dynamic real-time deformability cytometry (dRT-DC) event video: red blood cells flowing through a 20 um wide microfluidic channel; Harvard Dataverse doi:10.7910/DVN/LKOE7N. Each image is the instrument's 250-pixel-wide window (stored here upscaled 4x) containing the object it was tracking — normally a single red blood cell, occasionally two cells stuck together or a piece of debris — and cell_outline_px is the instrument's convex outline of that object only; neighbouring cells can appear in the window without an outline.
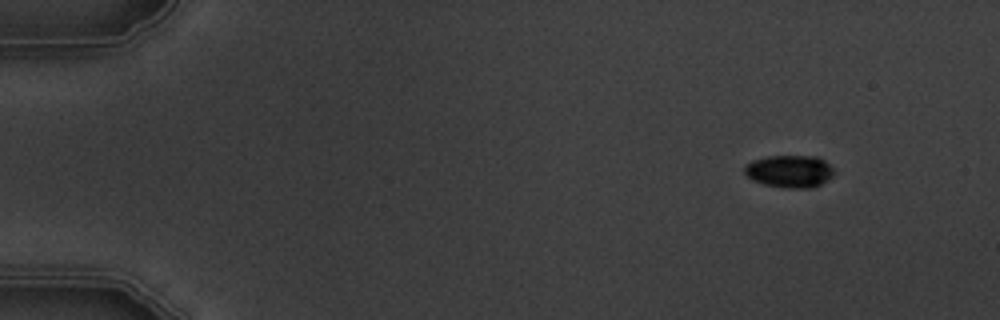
{"species": "common noctule bat (a hibernating species)", "species_latin": "Nyctalus noctula", "temperature_condition": "warm", "stored_images_in_passage": 9, "camera_frame_rate_fps": 3000, "um_per_image_px": 0.085, "animal": {"sex": "male", "body_mass_g": 19.5, "forearm_length_mm": 54.6}, "frame": {"image": 1, "passage_image": 1, "time_ms": 0.0, "image_size_px": [1000, 320], "cell_outline_px": [[836, 172], [832, 176], [820, 184], [812, 188], [788, 188], [764, 184], [752, 180], [744, 172], [744, 164], [752, 160], [768, 156], [816, 156], [824, 160]], "centroid_in_image_um": [67.09, 14.55], "position_along_channel_um": 17.9, "area_um2": 16.94}}
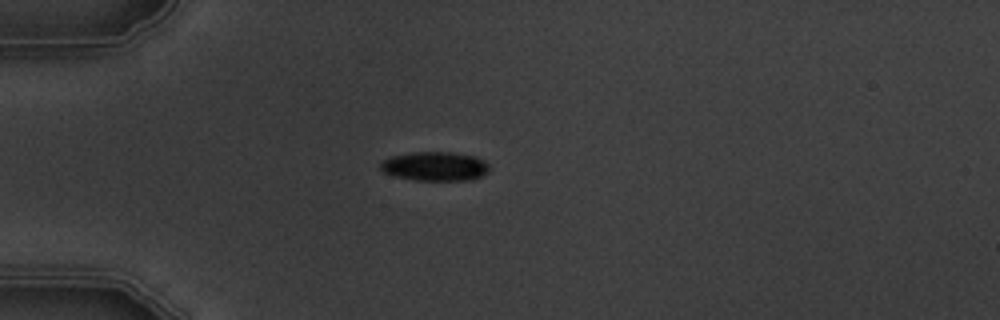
{"frame": {"image": 2, "passage_image": 3, "time_ms": 3.333, "image_size_px": [1000, 320], "cell_outline_px": [[488, 172], [480, 176], [468, 180], [416, 180], [396, 176], [384, 172], [380, 168], [380, 164], [384, 160], [392, 156], [416, 152], [452, 152], [476, 156], [484, 160], [488, 164]], "centroid_in_image_um": [37.0, 14.13], "position_along_channel_um": 48.0, "area_um2": 18.26}}